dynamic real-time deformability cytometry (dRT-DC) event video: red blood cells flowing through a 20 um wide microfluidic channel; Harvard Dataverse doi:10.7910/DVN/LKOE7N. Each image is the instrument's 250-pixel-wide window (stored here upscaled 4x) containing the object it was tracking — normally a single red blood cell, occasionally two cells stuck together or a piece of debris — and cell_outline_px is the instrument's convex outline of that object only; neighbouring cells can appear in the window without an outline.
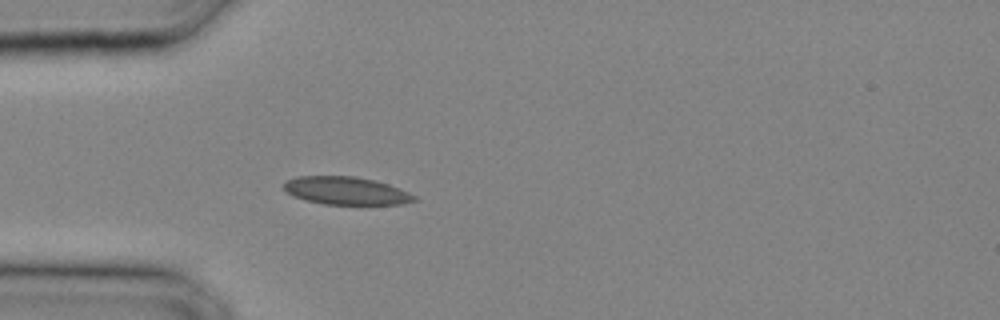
{"species": "common noctule bat (a hibernating species)", "species_latin": "Nyctalus noctula", "temperature_condition": "cold", "stored_images_in_passage": 22, "camera_frame_rate_fps": 3000, "um_per_image_px": 0.085, "animal": {"sex": "male", "body_mass_g": 20.4}, "frame": {"image": 1, "passage_image": 1, "time_ms": 0.0, "image_size_px": [1000, 320], "cell_outline_px": [[420, 200], [404, 204], [324, 204], [304, 200], [292, 196], [284, 188], [284, 184], [288, 180], [296, 176], [356, 176], [376, 180], [400, 188], [416, 196]], "centroid_in_image_um": [29.46, 16.21], "position_along_channel_um": 55.5, "area_um2": 21.33}}
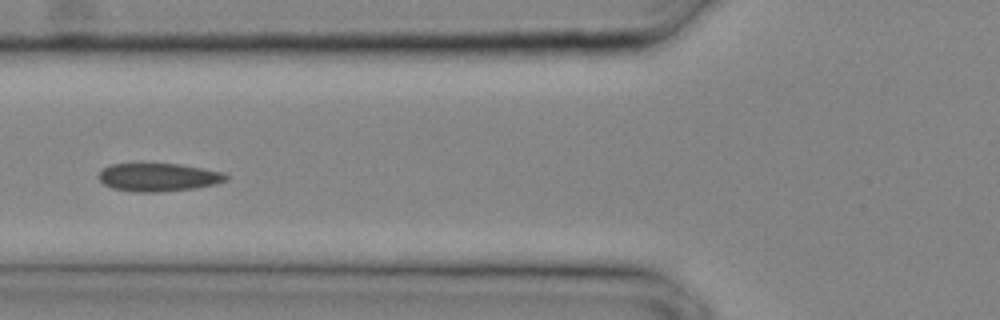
{"frame": {"image": 2, "passage_image": 4, "time_ms": 1.0, "image_size_px": [1000, 320], "cell_outline_px": [[228, 180], [216, 184], [196, 188], [156, 192], [136, 192], [112, 188], [104, 184], [96, 176], [108, 164], [180, 164], [204, 168], [224, 172], [228, 176]], "centroid_in_image_um": [13.48, 15.06], "position_along_channel_um": 112.3, "area_um2": 20.98}}
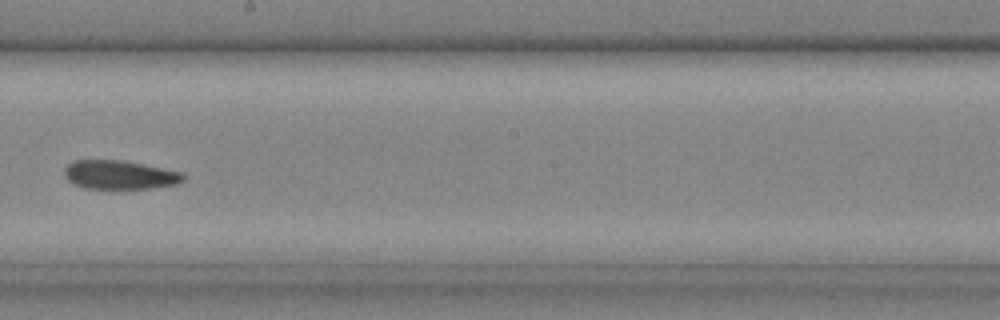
{"frame": {"image": 3, "passage_image": 10, "time_ms": 3.0, "image_size_px": [1000, 320], "cell_outline_px": [[184, 180], [176, 184], [152, 188], [112, 192], [84, 188], [68, 180], [64, 176], [64, 168], [72, 160], [124, 160], [184, 172]], "centroid_in_image_um": [10.16, 14.9], "position_along_channel_um": 238.0, "area_um2": 20.98}}